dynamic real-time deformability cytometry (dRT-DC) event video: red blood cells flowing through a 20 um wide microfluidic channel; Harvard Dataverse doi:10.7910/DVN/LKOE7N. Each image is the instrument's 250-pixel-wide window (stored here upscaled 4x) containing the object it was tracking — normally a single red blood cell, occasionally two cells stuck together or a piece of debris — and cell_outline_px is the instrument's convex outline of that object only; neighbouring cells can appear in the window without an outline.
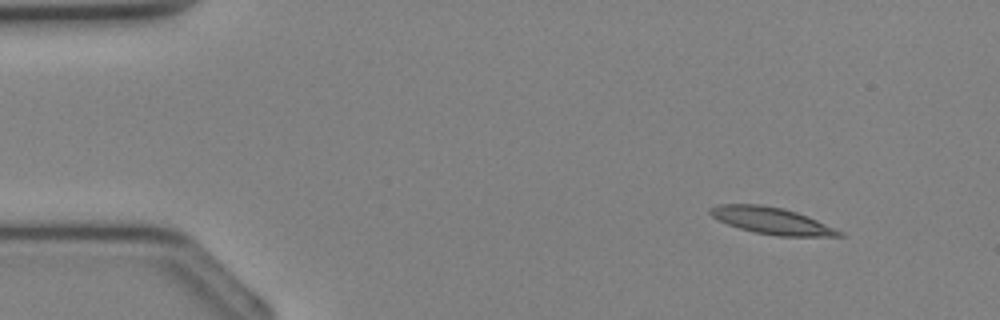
{"species": "Egyptian fruit bat (a non-hibernating species)", "species_latin": "Rousettus aegyptiacus", "temperature_condition": "cold", "stored_images_in_passage": 35, "camera_frame_rate_fps": 3000, "um_per_image_px": 0.085, "animal": {"sex": "female"}, "frame": {"image": 1, "passage_image": 3, "time_ms": 0.667, "image_size_px": [1000, 320], "cell_outline_px": [[844, 236], [776, 236], [756, 232], [740, 228], [728, 224], [712, 216], [708, 212], [708, 208], [720, 204], [760, 204], [784, 208], [808, 216], [844, 232]], "centroid_in_image_um": [65.6, 18.75], "position_along_channel_um": 19.4, "area_um2": 20.0}}
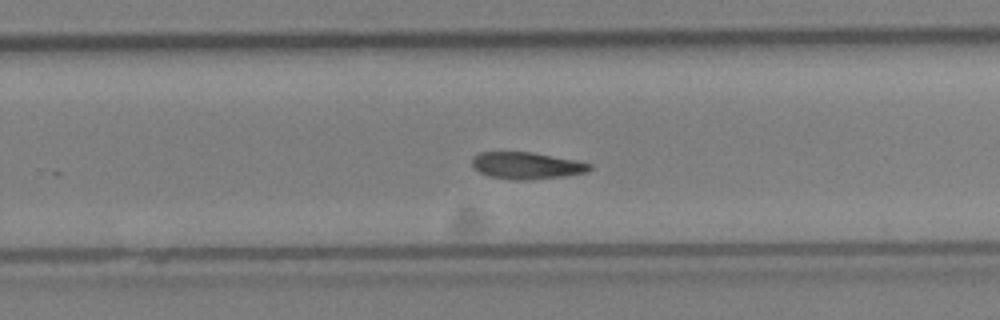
{"frame": {"image": 2, "passage_image": 22, "time_ms": 7.0, "image_size_px": [1000, 320], "cell_outline_px": [[592, 168], [588, 172], [564, 176], [532, 180], [516, 180], [488, 176], [472, 168], [472, 156], [480, 152], [532, 152], [576, 160], [592, 164]], "centroid_in_image_um": [44.75, 14.08], "position_along_channel_um": 285.0, "area_um2": 18.61}}
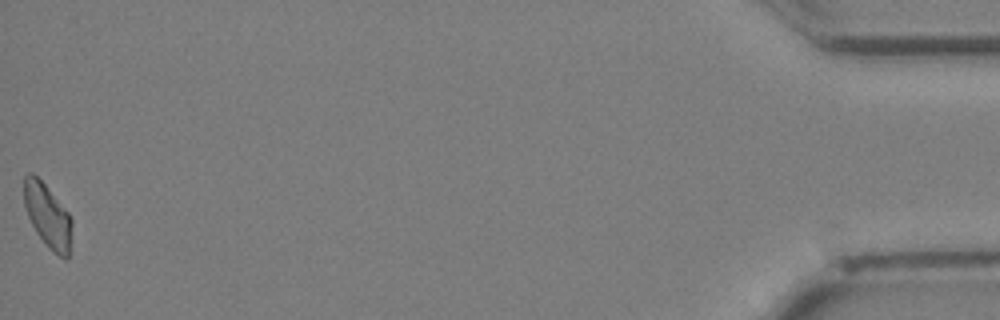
{"frame": {"image": 3, "passage_image": 35, "time_ms": 11.333, "image_size_px": [1000, 320], "cell_outline_px": [[72, 224], [68, 260], [64, 260], [52, 252], [36, 232], [28, 216], [24, 204], [24, 176], [28, 172], [32, 172], [44, 184], [68, 212], [72, 220]], "centroid_in_image_um": [4.05, 18.37], "position_along_channel_um": 431.1, "area_um2": 17.69}}